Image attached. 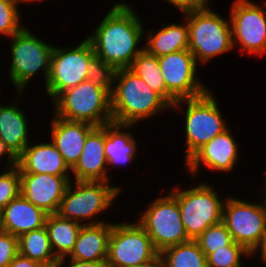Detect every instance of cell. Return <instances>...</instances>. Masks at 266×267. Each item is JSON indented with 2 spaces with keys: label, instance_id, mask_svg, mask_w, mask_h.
Returning a JSON list of instances; mask_svg holds the SVG:
<instances>
[{
  "label": "cell",
  "instance_id": "obj_1",
  "mask_svg": "<svg viewBox=\"0 0 266 267\" xmlns=\"http://www.w3.org/2000/svg\"><path fill=\"white\" fill-rule=\"evenodd\" d=\"M143 20L130 3L115 2L94 31L90 40L95 56L116 70L130 68L133 59L144 50ZM139 44V45H138Z\"/></svg>",
  "mask_w": 266,
  "mask_h": 267
},
{
  "label": "cell",
  "instance_id": "obj_2",
  "mask_svg": "<svg viewBox=\"0 0 266 267\" xmlns=\"http://www.w3.org/2000/svg\"><path fill=\"white\" fill-rule=\"evenodd\" d=\"M110 95L112 122L135 125L171 111V106L129 68L117 70Z\"/></svg>",
  "mask_w": 266,
  "mask_h": 267
},
{
  "label": "cell",
  "instance_id": "obj_3",
  "mask_svg": "<svg viewBox=\"0 0 266 267\" xmlns=\"http://www.w3.org/2000/svg\"><path fill=\"white\" fill-rule=\"evenodd\" d=\"M214 93L209 88L201 96L181 99L171 106V112L184 116V163L203 145L229 128Z\"/></svg>",
  "mask_w": 266,
  "mask_h": 267
},
{
  "label": "cell",
  "instance_id": "obj_4",
  "mask_svg": "<svg viewBox=\"0 0 266 267\" xmlns=\"http://www.w3.org/2000/svg\"><path fill=\"white\" fill-rule=\"evenodd\" d=\"M105 181H70L61 200L57 214L82 225L101 224L97 217L115 204L122 194L118 185Z\"/></svg>",
  "mask_w": 266,
  "mask_h": 267
},
{
  "label": "cell",
  "instance_id": "obj_5",
  "mask_svg": "<svg viewBox=\"0 0 266 267\" xmlns=\"http://www.w3.org/2000/svg\"><path fill=\"white\" fill-rule=\"evenodd\" d=\"M9 39L11 62L8 79L13 84L15 92L25 93L27 86L39 73H43L45 87L54 45L45 42L25 26Z\"/></svg>",
  "mask_w": 266,
  "mask_h": 267
},
{
  "label": "cell",
  "instance_id": "obj_6",
  "mask_svg": "<svg viewBox=\"0 0 266 267\" xmlns=\"http://www.w3.org/2000/svg\"><path fill=\"white\" fill-rule=\"evenodd\" d=\"M201 182L194 183L189 189L177 183L170 189L178 201L181 221L190 240H195L208 227L222 222L226 197H219V191L212 183Z\"/></svg>",
  "mask_w": 266,
  "mask_h": 267
},
{
  "label": "cell",
  "instance_id": "obj_7",
  "mask_svg": "<svg viewBox=\"0 0 266 267\" xmlns=\"http://www.w3.org/2000/svg\"><path fill=\"white\" fill-rule=\"evenodd\" d=\"M188 24L189 46L199 65L234 49L230 18L209 8L183 14Z\"/></svg>",
  "mask_w": 266,
  "mask_h": 267
},
{
  "label": "cell",
  "instance_id": "obj_8",
  "mask_svg": "<svg viewBox=\"0 0 266 267\" xmlns=\"http://www.w3.org/2000/svg\"><path fill=\"white\" fill-rule=\"evenodd\" d=\"M52 103L53 113L65 120L95 127L112 122L110 93L88 80L65 90Z\"/></svg>",
  "mask_w": 266,
  "mask_h": 267
},
{
  "label": "cell",
  "instance_id": "obj_9",
  "mask_svg": "<svg viewBox=\"0 0 266 267\" xmlns=\"http://www.w3.org/2000/svg\"><path fill=\"white\" fill-rule=\"evenodd\" d=\"M94 48L86 37L76 46H54L45 93L53 102L62 92L87 80Z\"/></svg>",
  "mask_w": 266,
  "mask_h": 267
},
{
  "label": "cell",
  "instance_id": "obj_10",
  "mask_svg": "<svg viewBox=\"0 0 266 267\" xmlns=\"http://www.w3.org/2000/svg\"><path fill=\"white\" fill-rule=\"evenodd\" d=\"M153 199L139 214L137 223L151 238L160 253L163 249L190 241L183 223L176 197L169 191Z\"/></svg>",
  "mask_w": 266,
  "mask_h": 267
},
{
  "label": "cell",
  "instance_id": "obj_11",
  "mask_svg": "<svg viewBox=\"0 0 266 267\" xmlns=\"http://www.w3.org/2000/svg\"><path fill=\"white\" fill-rule=\"evenodd\" d=\"M106 263L108 267H128L161 262L151 238L137 221H119L112 222Z\"/></svg>",
  "mask_w": 266,
  "mask_h": 267
},
{
  "label": "cell",
  "instance_id": "obj_12",
  "mask_svg": "<svg viewBox=\"0 0 266 267\" xmlns=\"http://www.w3.org/2000/svg\"><path fill=\"white\" fill-rule=\"evenodd\" d=\"M228 196L223 206L222 222L234 242L254 255L266 235V218L261 202H249Z\"/></svg>",
  "mask_w": 266,
  "mask_h": 267
},
{
  "label": "cell",
  "instance_id": "obj_13",
  "mask_svg": "<svg viewBox=\"0 0 266 267\" xmlns=\"http://www.w3.org/2000/svg\"><path fill=\"white\" fill-rule=\"evenodd\" d=\"M229 17L234 49L248 56L266 54V10L253 0H234Z\"/></svg>",
  "mask_w": 266,
  "mask_h": 267
},
{
  "label": "cell",
  "instance_id": "obj_14",
  "mask_svg": "<svg viewBox=\"0 0 266 267\" xmlns=\"http://www.w3.org/2000/svg\"><path fill=\"white\" fill-rule=\"evenodd\" d=\"M167 91L178 101L203 95L209 89L197 77L199 64L189 49L158 57Z\"/></svg>",
  "mask_w": 266,
  "mask_h": 267
},
{
  "label": "cell",
  "instance_id": "obj_15",
  "mask_svg": "<svg viewBox=\"0 0 266 267\" xmlns=\"http://www.w3.org/2000/svg\"><path fill=\"white\" fill-rule=\"evenodd\" d=\"M231 127L216 135L207 144L198 149L185 163L184 167L190 174V180L198 179L199 170L210 169L213 172H233L236 163H239L240 143L233 136Z\"/></svg>",
  "mask_w": 266,
  "mask_h": 267
},
{
  "label": "cell",
  "instance_id": "obj_16",
  "mask_svg": "<svg viewBox=\"0 0 266 267\" xmlns=\"http://www.w3.org/2000/svg\"><path fill=\"white\" fill-rule=\"evenodd\" d=\"M72 176L20 173V194L48 214L58 212Z\"/></svg>",
  "mask_w": 266,
  "mask_h": 267
},
{
  "label": "cell",
  "instance_id": "obj_17",
  "mask_svg": "<svg viewBox=\"0 0 266 267\" xmlns=\"http://www.w3.org/2000/svg\"><path fill=\"white\" fill-rule=\"evenodd\" d=\"M105 156V124L95 127L86 137L83 151L71 169L72 180L108 182Z\"/></svg>",
  "mask_w": 266,
  "mask_h": 267
},
{
  "label": "cell",
  "instance_id": "obj_18",
  "mask_svg": "<svg viewBox=\"0 0 266 267\" xmlns=\"http://www.w3.org/2000/svg\"><path fill=\"white\" fill-rule=\"evenodd\" d=\"M49 135L51 142L62 155L65 163L72 169L79 160L88 134L95 126L57 117L53 113Z\"/></svg>",
  "mask_w": 266,
  "mask_h": 267
},
{
  "label": "cell",
  "instance_id": "obj_19",
  "mask_svg": "<svg viewBox=\"0 0 266 267\" xmlns=\"http://www.w3.org/2000/svg\"><path fill=\"white\" fill-rule=\"evenodd\" d=\"M17 166L20 173L72 176L71 169L50 140L33 144L30 142L17 157Z\"/></svg>",
  "mask_w": 266,
  "mask_h": 267
},
{
  "label": "cell",
  "instance_id": "obj_20",
  "mask_svg": "<svg viewBox=\"0 0 266 267\" xmlns=\"http://www.w3.org/2000/svg\"><path fill=\"white\" fill-rule=\"evenodd\" d=\"M134 128V124H120L116 122H110L105 124V156L108 166V182H111V176L109 173L110 167L122 168L128 166L138 156V141L135 138L134 131L130 130Z\"/></svg>",
  "mask_w": 266,
  "mask_h": 267
},
{
  "label": "cell",
  "instance_id": "obj_21",
  "mask_svg": "<svg viewBox=\"0 0 266 267\" xmlns=\"http://www.w3.org/2000/svg\"><path fill=\"white\" fill-rule=\"evenodd\" d=\"M23 92H16V98L12 103H0V139L9 150L18 157L30 144L29 120L24 110L18 106ZM27 116V117H26Z\"/></svg>",
  "mask_w": 266,
  "mask_h": 267
},
{
  "label": "cell",
  "instance_id": "obj_22",
  "mask_svg": "<svg viewBox=\"0 0 266 267\" xmlns=\"http://www.w3.org/2000/svg\"><path fill=\"white\" fill-rule=\"evenodd\" d=\"M48 213L21 194L1 210L0 230L16 237L45 226Z\"/></svg>",
  "mask_w": 266,
  "mask_h": 267
},
{
  "label": "cell",
  "instance_id": "obj_23",
  "mask_svg": "<svg viewBox=\"0 0 266 267\" xmlns=\"http://www.w3.org/2000/svg\"><path fill=\"white\" fill-rule=\"evenodd\" d=\"M111 231L112 222L108 221L82 225L74 249L67 258L91 262L106 261Z\"/></svg>",
  "mask_w": 266,
  "mask_h": 267
},
{
  "label": "cell",
  "instance_id": "obj_24",
  "mask_svg": "<svg viewBox=\"0 0 266 267\" xmlns=\"http://www.w3.org/2000/svg\"><path fill=\"white\" fill-rule=\"evenodd\" d=\"M180 24L166 23L159 30L144 31V50L150 55L161 57L170 53L188 49L189 35L186 18Z\"/></svg>",
  "mask_w": 266,
  "mask_h": 267
},
{
  "label": "cell",
  "instance_id": "obj_25",
  "mask_svg": "<svg viewBox=\"0 0 266 267\" xmlns=\"http://www.w3.org/2000/svg\"><path fill=\"white\" fill-rule=\"evenodd\" d=\"M45 227L55 256L58 259L68 257L74 249L82 224L54 213L48 214Z\"/></svg>",
  "mask_w": 266,
  "mask_h": 267
},
{
  "label": "cell",
  "instance_id": "obj_26",
  "mask_svg": "<svg viewBox=\"0 0 266 267\" xmlns=\"http://www.w3.org/2000/svg\"><path fill=\"white\" fill-rule=\"evenodd\" d=\"M129 69L139 76L152 90L157 92L170 106L177 102L166 89L158 57L150 55L143 50L133 59Z\"/></svg>",
  "mask_w": 266,
  "mask_h": 267
},
{
  "label": "cell",
  "instance_id": "obj_27",
  "mask_svg": "<svg viewBox=\"0 0 266 267\" xmlns=\"http://www.w3.org/2000/svg\"><path fill=\"white\" fill-rule=\"evenodd\" d=\"M19 254L41 265L57 264L46 227L23 233L18 237Z\"/></svg>",
  "mask_w": 266,
  "mask_h": 267
},
{
  "label": "cell",
  "instance_id": "obj_28",
  "mask_svg": "<svg viewBox=\"0 0 266 267\" xmlns=\"http://www.w3.org/2000/svg\"><path fill=\"white\" fill-rule=\"evenodd\" d=\"M159 259L161 267H207L206 255L195 240L163 249Z\"/></svg>",
  "mask_w": 266,
  "mask_h": 267
},
{
  "label": "cell",
  "instance_id": "obj_29",
  "mask_svg": "<svg viewBox=\"0 0 266 267\" xmlns=\"http://www.w3.org/2000/svg\"><path fill=\"white\" fill-rule=\"evenodd\" d=\"M243 257L253 259L251 253L242 245L233 241L230 245L225 246V249H219L209 253L206 256L207 267H247L243 265L246 264Z\"/></svg>",
  "mask_w": 266,
  "mask_h": 267
},
{
  "label": "cell",
  "instance_id": "obj_30",
  "mask_svg": "<svg viewBox=\"0 0 266 267\" xmlns=\"http://www.w3.org/2000/svg\"><path fill=\"white\" fill-rule=\"evenodd\" d=\"M20 4H25V0H0V35L10 38L18 33L24 26Z\"/></svg>",
  "mask_w": 266,
  "mask_h": 267
},
{
  "label": "cell",
  "instance_id": "obj_31",
  "mask_svg": "<svg viewBox=\"0 0 266 267\" xmlns=\"http://www.w3.org/2000/svg\"><path fill=\"white\" fill-rule=\"evenodd\" d=\"M195 241L207 256L215 250L225 249L233 242L232 236L223 222L208 227Z\"/></svg>",
  "mask_w": 266,
  "mask_h": 267
},
{
  "label": "cell",
  "instance_id": "obj_32",
  "mask_svg": "<svg viewBox=\"0 0 266 267\" xmlns=\"http://www.w3.org/2000/svg\"><path fill=\"white\" fill-rule=\"evenodd\" d=\"M116 72L117 70L113 66L95 57L90 62L87 80L96 86L106 89L111 94Z\"/></svg>",
  "mask_w": 266,
  "mask_h": 267
},
{
  "label": "cell",
  "instance_id": "obj_33",
  "mask_svg": "<svg viewBox=\"0 0 266 267\" xmlns=\"http://www.w3.org/2000/svg\"><path fill=\"white\" fill-rule=\"evenodd\" d=\"M4 171V172H3ZM0 172V210L20 195V171L18 166L3 168Z\"/></svg>",
  "mask_w": 266,
  "mask_h": 267
},
{
  "label": "cell",
  "instance_id": "obj_34",
  "mask_svg": "<svg viewBox=\"0 0 266 267\" xmlns=\"http://www.w3.org/2000/svg\"><path fill=\"white\" fill-rule=\"evenodd\" d=\"M18 253V237L0 230V267H6Z\"/></svg>",
  "mask_w": 266,
  "mask_h": 267
},
{
  "label": "cell",
  "instance_id": "obj_35",
  "mask_svg": "<svg viewBox=\"0 0 266 267\" xmlns=\"http://www.w3.org/2000/svg\"><path fill=\"white\" fill-rule=\"evenodd\" d=\"M173 5L182 15L189 12L207 10L213 6L212 0H164V2ZM211 3V4H210Z\"/></svg>",
  "mask_w": 266,
  "mask_h": 267
},
{
  "label": "cell",
  "instance_id": "obj_36",
  "mask_svg": "<svg viewBox=\"0 0 266 267\" xmlns=\"http://www.w3.org/2000/svg\"><path fill=\"white\" fill-rule=\"evenodd\" d=\"M57 267H108V265L106 261L91 262L75 260L65 257L59 259V261L57 262Z\"/></svg>",
  "mask_w": 266,
  "mask_h": 267
},
{
  "label": "cell",
  "instance_id": "obj_37",
  "mask_svg": "<svg viewBox=\"0 0 266 267\" xmlns=\"http://www.w3.org/2000/svg\"><path fill=\"white\" fill-rule=\"evenodd\" d=\"M7 156V161L5 163L6 168H11L17 165V157L9 150L6 144L0 139V161Z\"/></svg>",
  "mask_w": 266,
  "mask_h": 267
},
{
  "label": "cell",
  "instance_id": "obj_38",
  "mask_svg": "<svg viewBox=\"0 0 266 267\" xmlns=\"http://www.w3.org/2000/svg\"><path fill=\"white\" fill-rule=\"evenodd\" d=\"M42 265L21 254H17L15 258L6 267H41Z\"/></svg>",
  "mask_w": 266,
  "mask_h": 267
},
{
  "label": "cell",
  "instance_id": "obj_39",
  "mask_svg": "<svg viewBox=\"0 0 266 267\" xmlns=\"http://www.w3.org/2000/svg\"><path fill=\"white\" fill-rule=\"evenodd\" d=\"M259 253H260V255H259ZM255 255H257V257H259V259L261 260V262H262L263 265L264 264L266 265V235L264 237V241H263L261 247L253 255V258H255Z\"/></svg>",
  "mask_w": 266,
  "mask_h": 267
},
{
  "label": "cell",
  "instance_id": "obj_40",
  "mask_svg": "<svg viewBox=\"0 0 266 267\" xmlns=\"http://www.w3.org/2000/svg\"><path fill=\"white\" fill-rule=\"evenodd\" d=\"M264 174H265V176H266V171H264ZM266 177H264L263 179H265ZM264 188H263V190L265 191H263V198H261V200H263V201H261V204H262V207H263V210H264V213H265V218H266V179H265V183H264Z\"/></svg>",
  "mask_w": 266,
  "mask_h": 267
},
{
  "label": "cell",
  "instance_id": "obj_41",
  "mask_svg": "<svg viewBox=\"0 0 266 267\" xmlns=\"http://www.w3.org/2000/svg\"><path fill=\"white\" fill-rule=\"evenodd\" d=\"M128 267H161V263H147L139 266H128Z\"/></svg>",
  "mask_w": 266,
  "mask_h": 267
},
{
  "label": "cell",
  "instance_id": "obj_42",
  "mask_svg": "<svg viewBox=\"0 0 266 267\" xmlns=\"http://www.w3.org/2000/svg\"><path fill=\"white\" fill-rule=\"evenodd\" d=\"M43 1H48V0H25V3H30L31 4L32 2L33 3L36 2V3H40L41 4V2H43Z\"/></svg>",
  "mask_w": 266,
  "mask_h": 267
},
{
  "label": "cell",
  "instance_id": "obj_43",
  "mask_svg": "<svg viewBox=\"0 0 266 267\" xmlns=\"http://www.w3.org/2000/svg\"><path fill=\"white\" fill-rule=\"evenodd\" d=\"M41 267H57V264H52V265H42Z\"/></svg>",
  "mask_w": 266,
  "mask_h": 267
}]
</instances>
